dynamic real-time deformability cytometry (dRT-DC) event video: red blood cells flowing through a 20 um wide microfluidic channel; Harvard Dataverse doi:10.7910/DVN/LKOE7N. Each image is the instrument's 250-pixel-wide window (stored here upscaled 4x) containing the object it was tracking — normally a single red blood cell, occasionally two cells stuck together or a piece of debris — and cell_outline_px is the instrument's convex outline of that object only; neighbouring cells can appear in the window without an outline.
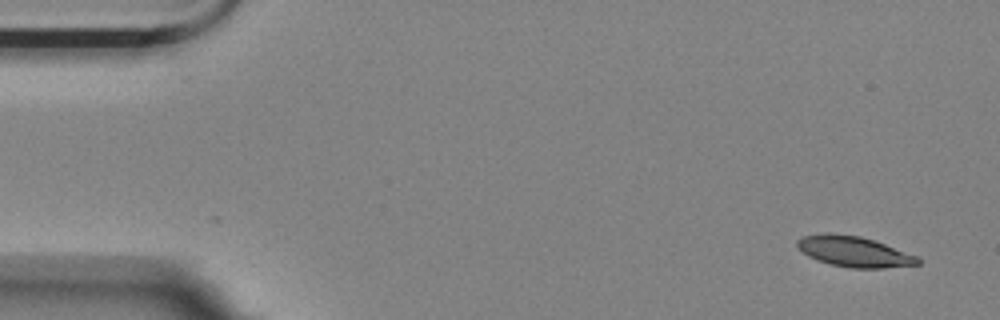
{"species": "Egyptian fruit bat (a non-hibernating species)", "species_latin": "Rousettus aegyptiacus", "temperature_condition": "room temperature", "stored_images_in_passage": 6, "camera_frame_rate_fps": 3000, "um_per_image_px": 0.085, "animal": {"sex": "female"}, "frame": {"image": 1, "passage_image": 1, "time_ms": 0.0, "image_size_px": [1000, 320], "cell_outline_px": [[920, 264], [884, 268], [852, 268], [832, 264], [816, 260], [808, 256], [796, 244], [796, 240], [800, 236], [828, 232], [860, 236], [884, 244], [916, 256], [920, 260]], "centroid_in_image_um": [72.54, 21.37], "position_along_channel_um": 12.5, "area_um2": 21.27}}
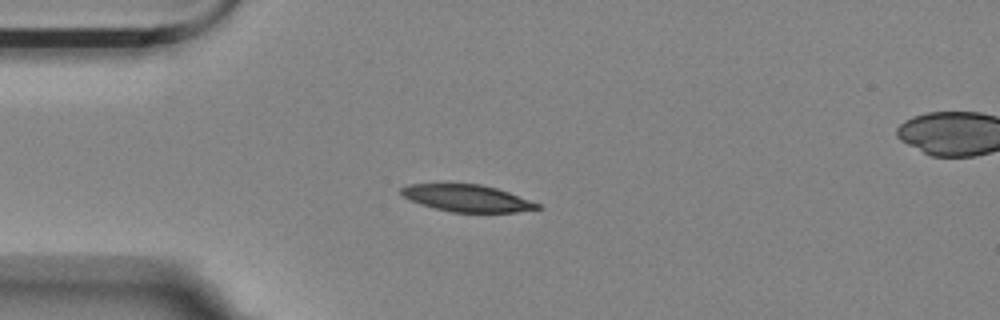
{"frame": {"image": 2, "passage_image": 4, "time_ms": 3.667, "image_size_px": [1000, 320], "cell_outline_px": [[544, 208], [516, 212], [452, 212], [420, 204], [404, 196], [400, 192], [400, 188], [408, 184], [480, 184], [496, 188], [508, 192], [540, 204]], "centroid_in_image_um": [39.72, 16.85], "position_along_channel_um": 45.3, "area_um2": 21.15}}
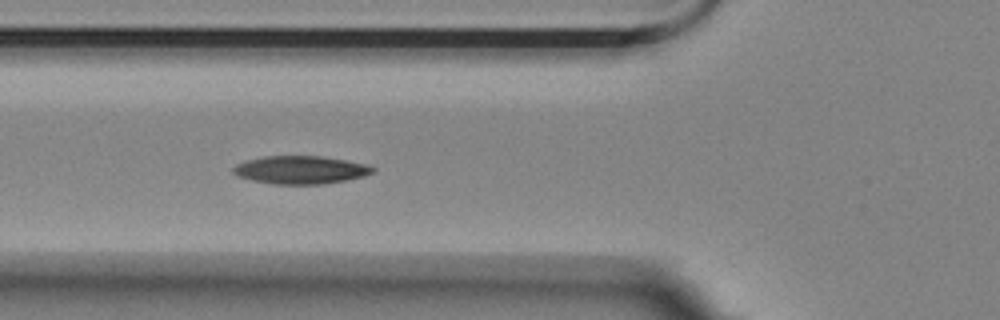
{"frame": {"image": 3, "passage_image": 6, "time_ms": 5.667, "image_size_px": [1000, 320], "cell_outline_px": [[376, 172], [364, 176], [348, 180], [324, 184], [272, 184], [252, 180], [236, 176], [232, 172], [232, 168], [236, 164], [244, 160], [264, 156], [324, 156], [368, 164], [376, 168]], "centroid_in_image_um": [25.56, 14.44], "position_along_channel_um": 100.2, "area_um2": 23.18}}